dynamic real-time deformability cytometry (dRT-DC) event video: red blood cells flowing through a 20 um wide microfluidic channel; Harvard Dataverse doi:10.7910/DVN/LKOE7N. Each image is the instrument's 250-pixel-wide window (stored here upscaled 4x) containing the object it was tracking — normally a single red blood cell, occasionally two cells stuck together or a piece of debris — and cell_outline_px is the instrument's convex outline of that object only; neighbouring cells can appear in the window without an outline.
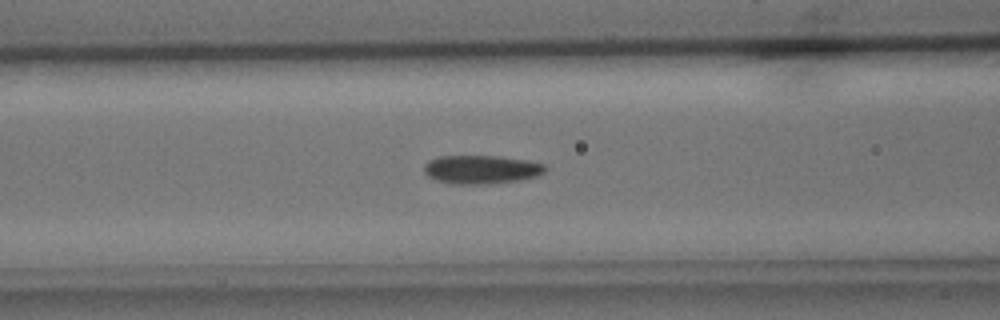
{"species": "common noctule bat (a hibernating species)", "species_latin": "Nyctalus noctula", "temperature_condition": "cold", "stored_images_in_passage": 38, "camera_frame_rate_fps": 3000, "um_per_image_px": 0.085, "animal": {"sex": "male", "body_mass_g": 15.6}, "frame": {"image": 1, "passage_image": 5, "time_ms": 1.333, "image_size_px": [1000, 320], "cell_outline_px": [[548, 168], [544, 172], [536, 176], [520, 180], [484, 184], [452, 184], [436, 180], [428, 176], [424, 172], [424, 164], [428, 160], [436, 156], [496, 156], [528, 160], [544, 164]], "centroid_in_image_um": [40.89, 14.4], "position_along_channel_um": 125.7, "area_um2": 20.29}}
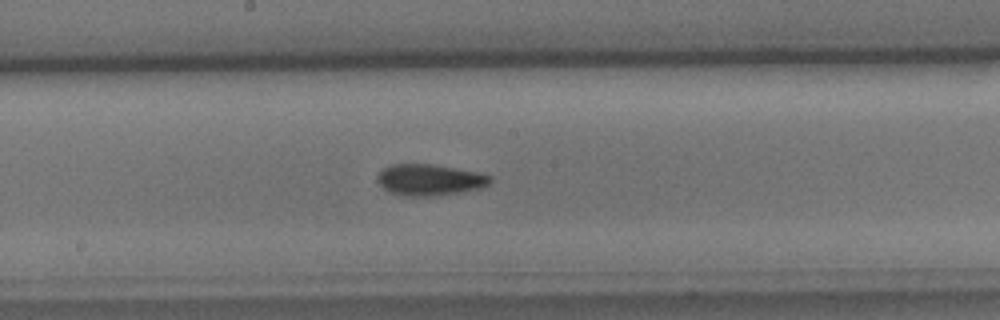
{"frame": {"image": 2, "passage_image": 12, "time_ms": 3.667, "image_size_px": [1000, 320], "cell_outline_px": [[492, 180], [488, 184], [480, 188], [432, 196], [408, 196], [392, 192], [384, 188], [376, 180], [376, 176], [384, 168], [392, 164], [432, 164], [476, 172], [492, 176]], "centroid_in_image_um": [36.5, 15.27], "position_along_channel_um": 211.7, "area_um2": 20.17}}
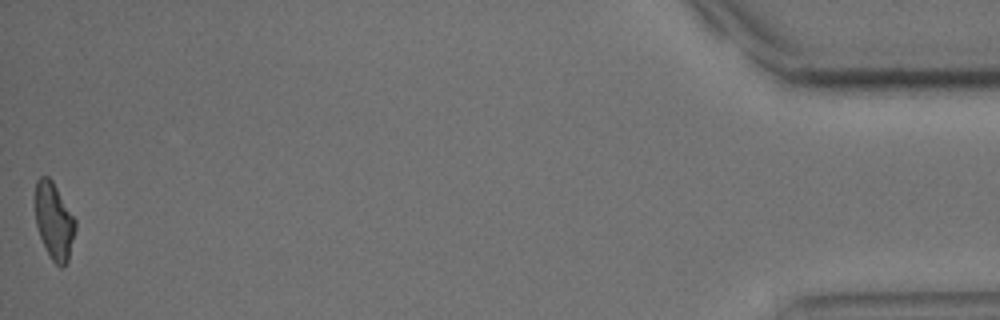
{"frame": {"image": 3, "passage_image": 37, "time_ms": 12.0, "image_size_px": [1000, 320], "cell_outline_px": [[76, 228], [68, 260], [60, 268], [52, 260], [40, 236], [36, 224], [36, 180], [40, 176], [48, 176], [52, 180], [76, 220]], "centroid_in_image_um": [4.61, 18.78], "position_along_channel_um": 430.6, "area_um2": 17.63}}